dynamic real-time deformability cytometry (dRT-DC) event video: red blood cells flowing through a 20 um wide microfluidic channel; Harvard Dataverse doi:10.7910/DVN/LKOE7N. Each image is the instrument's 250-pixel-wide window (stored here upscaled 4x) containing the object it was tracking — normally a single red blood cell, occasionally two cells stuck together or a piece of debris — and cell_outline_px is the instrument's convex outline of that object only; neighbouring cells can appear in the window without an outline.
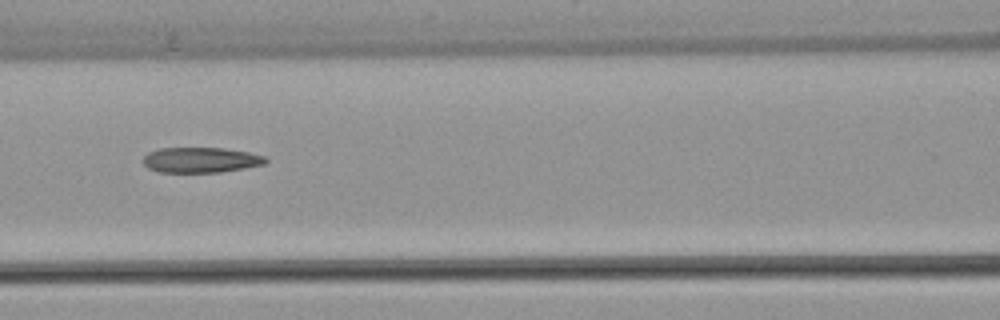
{"species": "common noctule bat (a hibernating species)", "species_latin": "Nyctalus noctula", "temperature_condition": "warm", "stored_images_in_passage": 53, "camera_frame_rate_fps": 3000, "um_per_image_px": 0.085, "animal": {"sex": "female", "body_mass_g": 22.7, "forearm_length_mm": 54.2}, "frame": {"image": 1, "passage_image": 23, "time_ms": 7.333, "image_size_px": [1000, 320], "cell_outline_px": [[268, 160], [264, 164], [244, 168], [220, 172], [160, 172], [148, 168], [144, 164], [144, 156], [148, 152], [160, 148], [224, 148], [248, 152], [264, 156]], "centroid_in_image_um": [17.06, 13.59], "position_along_channel_um": 149.5, "area_um2": 17.98}, "authors_computed_cell_mechanics": {"area_um2": 19.363, "velocity_mm_per_s": 3.8488, "shape_relaxation_time_tau1_ms": null, "shape_relaxation_time_tau2_ms": 6.5287, "deformation_change_tau1": null, "deformation_change_tau2": 0.2107}}